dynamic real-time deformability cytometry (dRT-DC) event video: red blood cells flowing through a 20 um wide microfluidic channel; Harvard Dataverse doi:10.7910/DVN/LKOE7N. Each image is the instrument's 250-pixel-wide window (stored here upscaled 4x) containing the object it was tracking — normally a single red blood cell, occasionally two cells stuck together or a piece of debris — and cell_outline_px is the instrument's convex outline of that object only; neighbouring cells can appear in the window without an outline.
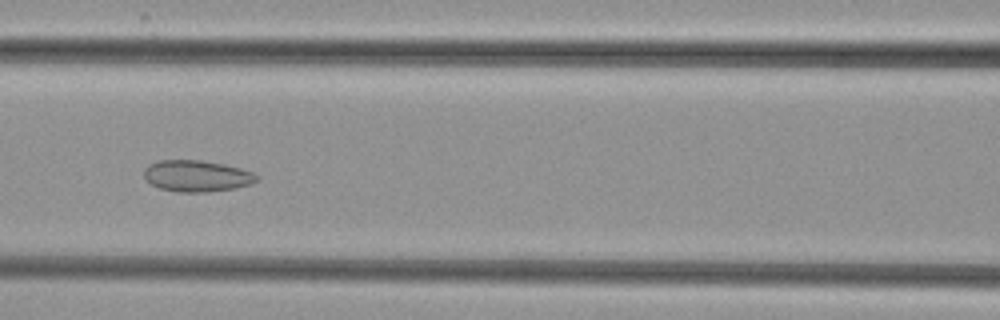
{"species": "common noctule bat (a hibernating species)", "species_latin": "Nyctalus noctula", "temperature_condition": "cold", "stored_images_in_passage": 47, "camera_frame_rate_fps": 3000, "um_per_image_px": 0.085, "animal": {"sex": "female", "body_mass_g": 29.2, "forearm_length_mm": 56.3}, "frame": {"image": 1, "passage_image": 17, "time_ms": 5.333, "image_size_px": [1000, 320], "cell_outline_px": [[260, 180], [252, 184], [236, 188], [208, 192], [176, 192], [160, 188], [152, 184], [144, 176], [144, 168], [148, 164], [160, 160], [200, 160], [224, 164], [240, 168], [252, 172], [260, 176]], "centroid_in_image_um": [16.77, 14.96], "position_along_channel_um": 149.8, "area_um2": 20.81}}
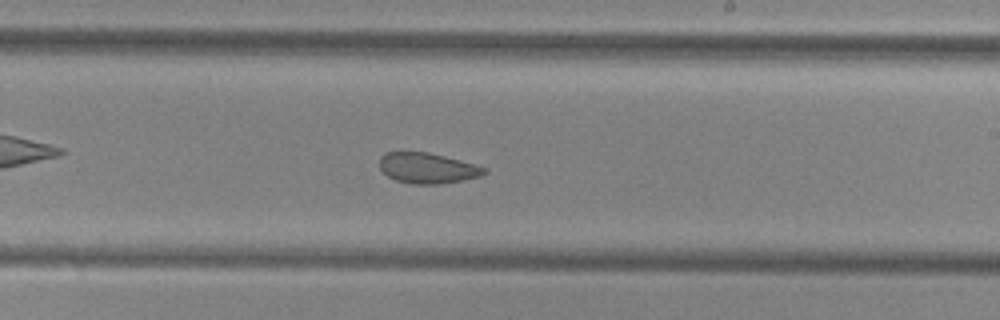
{"frame": {"image": 2, "passage_image": 25, "time_ms": 8.0, "image_size_px": [1000, 320], "cell_outline_px": [[488, 172], [480, 176], [464, 180], [440, 184], [412, 184], [396, 180], [388, 176], [380, 168], [380, 156], [384, 152], [428, 152], [476, 164], [488, 168]], "centroid_in_image_um": [36.36, 14.29], "position_along_channel_um": 252.6, "area_um2": 18.73}}
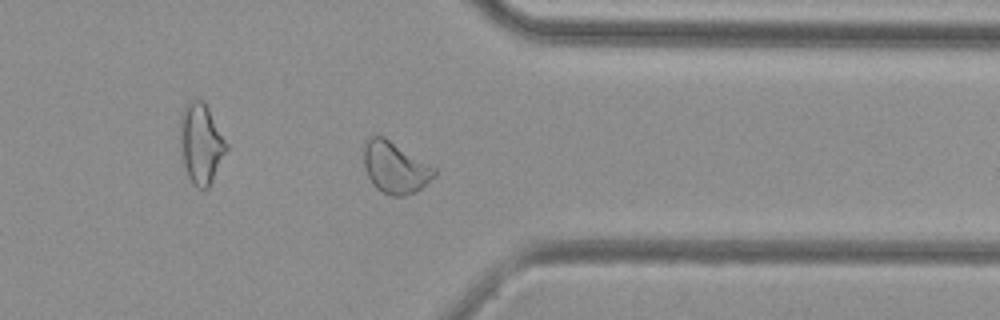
{"frame": {"image": 3, "passage_image": 35, "time_ms": 11.333, "image_size_px": [1000, 320], "cell_outline_px": [[436, 176], [416, 192], [404, 196], [392, 196], [376, 188], [372, 184], [368, 176], [364, 164], [364, 144], [372, 136], [384, 136], [436, 168]], "centroid_in_image_um": [33.6, 14.25], "position_along_channel_um": 377.8, "area_um2": 21.1}}